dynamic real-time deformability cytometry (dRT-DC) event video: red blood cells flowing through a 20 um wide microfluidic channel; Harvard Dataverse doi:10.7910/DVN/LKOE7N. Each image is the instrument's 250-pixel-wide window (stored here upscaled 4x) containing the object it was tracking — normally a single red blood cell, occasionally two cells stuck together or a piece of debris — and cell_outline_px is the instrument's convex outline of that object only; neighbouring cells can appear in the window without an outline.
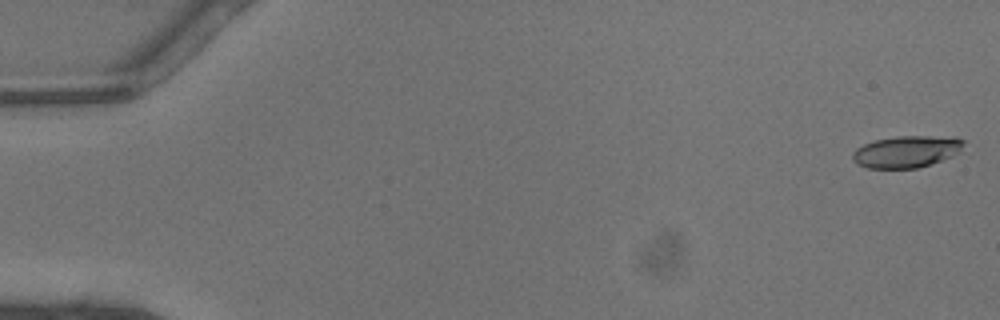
{"species": "common noctule bat (a hibernating species)", "species_latin": "Nyctalus noctula", "temperature_condition": "warm", "stored_images_in_passage": 46, "camera_frame_rate_fps": 3000, "um_per_image_px": 0.085, "animal": {"sex": "male", "body_mass_g": 13.3}, "frame": {"image": 1, "passage_image": 1, "time_ms": 0.0, "image_size_px": [1000, 320], "cell_outline_px": [[964, 144], [960, 152], [952, 156], [932, 164], [916, 168], [868, 168], [856, 164], [852, 160], [852, 152], [856, 148], [864, 144], [876, 140], [896, 136], [956, 136], [964, 140]], "centroid_in_image_um": [77.07, 12.88], "position_along_channel_um": 7.9, "area_um2": 20.87}}
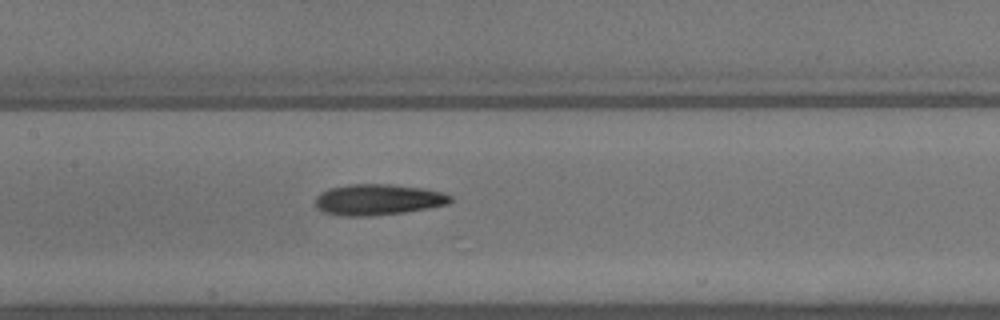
{"frame": {"image": 2, "passage_image": 23, "time_ms": 7.333, "image_size_px": [1000, 320], "cell_outline_px": [[452, 200], [448, 204], [428, 208], [404, 212], [372, 216], [340, 216], [324, 212], [316, 208], [316, 196], [320, 192], [328, 188], [348, 184], [388, 184], [424, 188], [444, 192], [452, 196]], "centroid_in_image_um": [32.12, 16.96], "position_along_channel_um": 175.3, "area_um2": 24.62}}
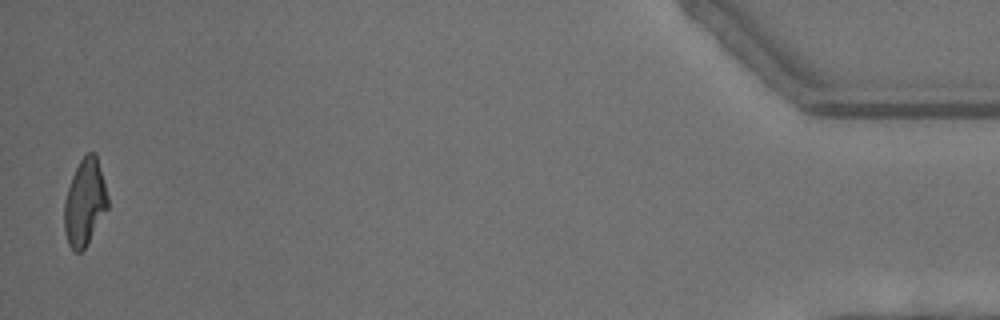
{"frame": {"image": 3, "passage_image": 46, "time_ms": 15.0, "image_size_px": [1000, 320], "cell_outline_px": [[108, 208], [84, 248], [80, 252], [72, 252], [68, 244], [64, 228], [64, 204], [68, 188], [72, 176], [80, 160], [88, 152], [96, 152], [108, 196]], "centroid_in_image_um": [7.2, 17.2], "position_along_channel_um": 428.0, "area_um2": 21.79}, "authors_computed_cell_mechanics": {"area_um2": 23.2067, "velocity_mm_per_s": 4.5113, "shape_relaxation_time_tau1_ms": 5.5762, "shape_relaxation_time_tau2_ms": 3.5984, "deformation_change_tau1": 0.181, "deformation_change_tau2": 0.1401}}